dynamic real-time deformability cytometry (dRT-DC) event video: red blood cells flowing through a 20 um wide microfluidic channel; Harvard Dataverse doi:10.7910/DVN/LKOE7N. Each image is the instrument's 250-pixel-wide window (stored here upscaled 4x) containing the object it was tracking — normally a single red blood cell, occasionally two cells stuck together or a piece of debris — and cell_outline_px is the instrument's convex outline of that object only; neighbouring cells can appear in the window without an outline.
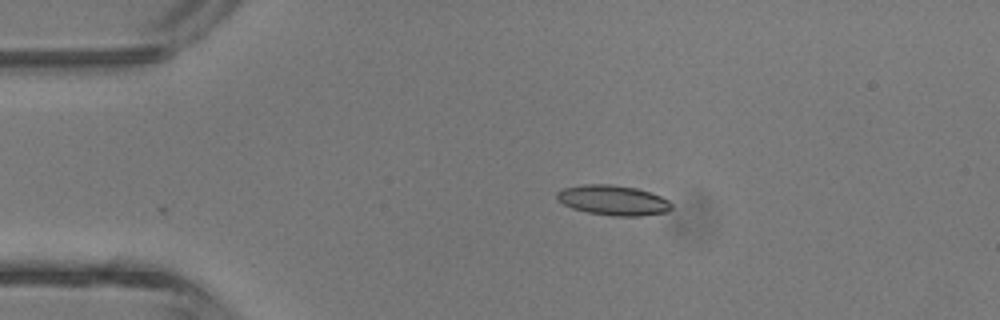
{"species": "common noctule bat (a hibernating species)", "species_latin": "Nyctalus noctula", "temperature_condition": "room temperature", "stored_images_in_passage": 2, "camera_frame_rate_fps": 3000, "um_per_image_px": 0.085, "animal": {"sex": "male", "body_mass_g": 13.3}, "frame": {"image": 1, "passage_image": 2, "time_ms": 1.0, "image_size_px": [1000, 320], "cell_outline_px": [[672, 208], [668, 212], [640, 216], [612, 216], [588, 212], [572, 208], [556, 200], [556, 192], [564, 188], [584, 184], [612, 184], [636, 188], [660, 196], [668, 200], [672, 204]], "centroid_in_image_um": [52.11, 17.02], "position_along_channel_um": 32.9, "area_um2": 20.11}}